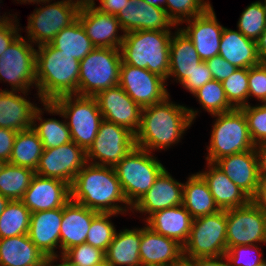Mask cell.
Returning <instances> with one entry per match:
<instances>
[{
  "label": "cell",
  "instance_id": "74e56055",
  "mask_svg": "<svg viewBox=\"0 0 266 266\" xmlns=\"http://www.w3.org/2000/svg\"><path fill=\"white\" fill-rule=\"evenodd\" d=\"M30 210L20 201H9L0 215V239L28 234Z\"/></svg>",
  "mask_w": 266,
  "mask_h": 266
},
{
  "label": "cell",
  "instance_id": "003e7915",
  "mask_svg": "<svg viewBox=\"0 0 266 266\" xmlns=\"http://www.w3.org/2000/svg\"><path fill=\"white\" fill-rule=\"evenodd\" d=\"M10 23H0V31H2Z\"/></svg>",
  "mask_w": 266,
  "mask_h": 266
},
{
  "label": "cell",
  "instance_id": "680465c9",
  "mask_svg": "<svg viewBox=\"0 0 266 266\" xmlns=\"http://www.w3.org/2000/svg\"><path fill=\"white\" fill-rule=\"evenodd\" d=\"M61 257V263L54 265L53 263L56 262L59 257ZM45 266H76L71 264L67 259H65L62 255H55V256H49L46 259Z\"/></svg>",
  "mask_w": 266,
  "mask_h": 266
},
{
  "label": "cell",
  "instance_id": "d6986e66",
  "mask_svg": "<svg viewBox=\"0 0 266 266\" xmlns=\"http://www.w3.org/2000/svg\"><path fill=\"white\" fill-rule=\"evenodd\" d=\"M184 22L188 24L187 27L180 29L192 41L202 61L206 62L219 54L224 27L218 23L212 6L203 14Z\"/></svg>",
  "mask_w": 266,
  "mask_h": 266
},
{
  "label": "cell",
  "instance_id": "ee69618b",
  "mask_svg": "<svg viewBox=\"0 0 266 266\" xmlns=\"http://www.w3.org/2000/svg\"><path fill=\"white\" fill-rule=\"evenodd\" d=\"M62 256L76 266H99L105 262V251L83 243L65 251Z\"/></svg>",
  "mask_w": 266,
  "mask_h": 266
},
{
  "label": "cell",
  "instance_id": "7c38bea8",
  "mask_svg": "<svg viewBox=\"0 0 266 266\" xmlns=\"http://www.w3.org/2000/svg\"><path fill=\"white\" fill-rule=\"evenodd\" d=\"M135 146L133 132L103 119L93 144L86 151V159L92 164L114 167Z\"/></svg>",
  "mask_w": 266,
  "mask_h": 266
},
{
  "label": "cell",
  "instance_id": "1f68e13d",
  "mask_svg": "<svg viewBox=\"0 0 266 266\" xmlns=\"http://www.w3.org/2000/svg\"><path fill=\"white\" fill-rule=\"evenodd\" d=\"M140 241V228L116 232L105 252V262L110 266H141Z\"/></svg>",
  "mask_w": 266,
  "mask_h": 266
},
{
  "label": "cell",
  "instance_id": "f35d334b",
  "mask_svg": "<svg viewBox=\"0 0 266 266\" xmlns=\"http://www.w3.org/2000/svg\"><path fill=\"white\" fill-rule=\"evenodd\" d=\"M193 95L198 99L202 108L211 115L231 111L234 108L229 104L222 82L211 80L199 88Z\"/></svg>",
  "mask_w": 266,
  "mask_h": 266
},
{
  "label": "cell",
  "instance_id": "f907efd6",
  "mask_svg": "<svg viewBox=\"0 0 266 266\" xmlns=\"http://www.w3.org/2000/svg\"><path fill=\"white\" fill-rule=\"evenodd\" d=\"M17 132L0 127V159L9 162Z\"/></svg>",
  "mask_w": 266,
  "mask_h": 266
},
{
  "label": "cell",
  "instance_id": "52a82bcc",
  "mask_svg": "<svg viewBox=\"0 0 266 266\" xmlns=\"http://www.w3.org/2000/svg\"><path fill=\"white\" fill-rule=\"evenodd\" d=\"M213 117L217 119L212 126L206 161L215 163L225 156L255 149L241 109L214 114Z\"/></svg>",
  "mask_w": 266,
  "mask_h": 266
},
{
  "label": "cell",
  "instance_id": "be15d7a7",
  "mask_svg": "<svg viewBox=\"0 0 266 266\" xmlns=\"http://www.w3.org/2000/svg\"><path fill=\"white\" fill-rule=\"evenodd\" d=\"M17 1H20V3H27V2H28V3H29V2L31 3V2H33V4H34V3H37V4H39V3H40V4H41V3H44V4H46V2H48V1L50 2V0H17ZM51 1H52V0H51ZM38 2H39V3H38Z\"/></svg>",
  "mask_w": 266,
  "mask_h": 266
},
{
  "label": "cell",
  "instance_id": "2644e50d",
  "mask_svg": "<svg viewBox=\"0 0 266 266\" xmlns=\"http://www.w3.org/2000/svg\"><path fill=\"white\" fill-rule=\"evenodd\" d=\"M262 3H263V6H264V8L266 10V0H264V2H262Z\"/></svg>",
  "mask_w": 266,
  "mask_h": 266
},
{
  "label": "cell",
  "instance_id": "e0dca14e",
  "mask_svg": "<svg viewBox=\"0 0 266 266\" xmlns=\"http://www.w3.org/2000/svg\"><path fill=\"white\" fill-rule=\"evenodd\" d=\"M94 97L103 119L123 126L134 134L137 132L142 108L119 85L102 90Z\"/></svg>",
  "mask_w": 266,
  "mask_h": 266
},
{
  "label": "cell",
  "instance_id": "d6a6232c",
  "mask_svg": "<svg viewBox=\"0 0 266 266\" xmlns=\"http://www.w3.org/2000/svg\"><path fill=\"white\" fill-rule=\"evenodd\" d=\"M182 205L193 218L218 212L220 209L209 190L208 184L197 172L183 184Z\"/></svg>",
  "mask_w": 266,
  "mask_h": 266
},
{
  "label": "cell",
  "instance_id": "89a4df30",
  "mask_svg": "<svg viewBox=\"0 0 266 266\" xmlns=\"http://www.w3.org/2000/svg\"><path fill=\"white\" fill-rule=\"evenodd\" d=\"M258 266H266V260L263 263L259 264Z\"/></svg>",
  "mask_w": 266,
  "mask_h": 266
},
{
  "label": "cell",
  "instance_id": "5b68a950",
  "mask_svg": "<svg viewBox=\"0 0 266 266\" xmlns=\"http://www.w3.org/2000/svg\"><path fill=\"white\" fill-rule=\"evenodd\" d=\"M45 111L68 119L72 141L85 151L93 144L103 116L94 96L65 95L43 102Z\"/></svg>",
  "mask_w": 266,
  "mask_h": 266
},
{
  "label": "cell",
  "instance_id": "91938a15",
  "mask_svg": "<svg viewBox=\"0 0 266 266\" xmlns=\"http://www.w3.org/2000/svg\"><path fill=\"white\" fill-rule=\"evenodd\" d=\"M144 1L150 4L151 6L165 9L166 11V0H144Z\"/></svg>",
  "mask_w": 266,
  "mask_h": 266
},
{
  "label": "cell",
  "instance_id": "f5cc1de1",
  "mask_svg": "<svg viewBox=\"0 0 266 266\" xmlns=\"http://www.w3.org/2000/svg\"><path fill=\"white\" fill-rule=\"evenodd\" d=\"M101 5L98 8L103 13H108L111 15H117L121 9L126 7L128 0H99Z\"/></svg>",
  "mask_w": 266,
  "mask_h": 266
},
{
  "label": "cell",
  "instance_id": "8fae6325",
  "mask_svg": "<svg viewBox=\"0 0 266 266\" xmlns=\"http://www.w3.org/2000/svg\"><path fill=\"white\" fill-rule=\"evenodd\" d=\"M36 50L19 35L1 54L0 80L9 83L12 91L28 95L31 86L36 88Z\"/></svg>",
  "mask_w": 266,
  "mask_h": 266
},
{
  "label": "cell",
  "instance_id": "11a10c76",
  "mask_svg": "<svg viewBox=\"0 0 266 266\" xmlns=\"http://www.w3.org/2000/svg\"><path fill=\"white\" fill-rule=\"evenodd\" d=\"M191 261L195 266H229L225 255L219 257L196 258Z\"/></svg>",
  "mask_w": 266,
  "mask_h": 266
},
{
  "label": "cell",
  "instance_id": "603a6c76",
  "mask_svg": "<svg viewBox=\"0 0 266 266\" xmlns=\"http://www.w3.org/2000/svg\"><path fill=\"white\" fill-rule=\"evenodd\" d=\"M214 164L251 199L256 195L260 178L255 149L225 156Z\"/></svg>",
  "mask_w": 266,
  "mask_h": 266
},
{
  "label": "cell",
  "instance_id": "4dcf8cb0",
  "mask_svg": "<svg viewBox=\"0 0 266 266\" xmlns=\"http://www.w3.org/2000/svg\"><path fill=\"white\" fill-rule=\"evenodd\" d=\"M170 40V60L168 78L175 76L181 83L202 62L192 41L179 28Z\"/></svg>",
  "mask_w": 266,
  "mask_h": 266
},
{
  "label": "cell",
  "instance_id": "44dd1931",
  "mask_svg": "<svg viewBox=\"0 0 266 266\" xmlns=\"http://www.w3.org/2000/svg\"><path fill=\"white\" fill-rule=\"evenodd\" d=\"M183 184L172 178L165 168L153 186L131 207V211L150 216L156 211L182 205Z\"/></svg>",
  "mask_w": 266,
  "mask_h": 266
},
{
  "label": "cell",
  "instance_id": "484cf974",
  "mask_svg": "<svg viewBox=\"0 0 266 266\" xmlns=\"http://www.w3.org/2000/svg\"><path fill=\"white\" fill-rule=\"evenodd\" d=\"M146 225L160 235L184 246L192 227L193 217L183 205L159 210L148 216Z\"/></svg>",
  "mask_w": 266,
  "mask_h": 266
},
{
  "label": "cell",
  "instance_id": "d590c367",
  "mask_svg": "<svg viewBox=\"0 0 266 266\" xmlns=\"http://www.w3.org/2000/svg\"><path fill=\"white\" fill-rule=\"evenodd\" d=\"M35 171L7 162L0 171V194L10 201L21 200Z\"/></svg>",
  "mask_w": 266,
  "mask_h": 266
},
{
  "label": "cell",
  "instance_id": "ffe728a7",
  "mask_svg": "<svg viewBox=\"0 0 266 266\" xmlns=\"http://www.w3.org/2000/svg\"><path fill=\"white\" fill-rule=\"evenodd\" d=\"M123 33L137 30L170 31L176 27L165 9L151 6L144 0H128L126 7L116 15Z\"/></svg>",
  "mask_w": 266,
  "mask_h": 266
},
{
  "label": "cell",
  "instance_id": "9c48e42d",
  "mask_svg": "<svg viewBox=\"0 0 266 266\" xmlns=\"http://www.w3.org/2000/svg\"><path fill=\"white\" fill-rule=\"evenodd\" d=\"M226 231V210L193 218L189 237L183 246L184 259L225 255L227 251Z\"/></svg>",
  "mask_w": 266,
  "mask_h": 266
},
{
  "label": "cell",
  "instance_id": "60d3db41",
  "mask_svg": "<svg viewBox=\"0 0 266 266\" xmlns=\"http://www.w3.org/2000/svg\"><path fill=\"white\" fill-rule=\"evenodd\" d=\"M224 92L229 104L240 109L249 104L248 100V68H238L233 74L222 81Z\"/></svg>",
  "mask_w": 266,
  "mask_h": 266
},
{
  "label": "cell",
  "instance_id": "f1b7e54d",
  "mask_svg": "<svg viewBox=\"0 0 266 266\" xmlns=\"http://www.w3.org/2000/svg\"><path fill=\"white\" fill-rule=\"evenodd\" d=\"M236 68H250L260 64L257 42L245 37L239 30L224 27L219 54Z\"/></svg>",
  "mask_w": 266,
  "mask_h": 266
},
{
  "label": "cell",
  "instance_id": "f6af8a7d",
  "mask_svg": "<svg viewBox=\"0 0 266 266\" xmlns=\"http://www.w3.org/2000/svg\"><path fill=\"white\" fill-rule=\"evenodd\" d=\"M247 121L252 141L255 145L266 142V103L240 108Z\"/></svg>",
  "mask_w": 266,
  "mask_h": 266
},
{
  "label": "cell",
  "instance_id": "5bb4252c",
  "mask_svg": "<svg viewBox=\"0 0 266 266\" xmlns=\"http://www.w3.org/2000/svg\"><path fill=\"white\" fill-rule=\"evenodd\" d=\"M166 80L144 68H138L121 62L119 86L141 108L152 106L170 96Z\"/></svg>",
  "mask_w": 266,
  "mask_h": 266
},
{
  "label": "cell",
  "instance_id": "4fadbf2b",
  "mask_svg": "<svg viewBox=\"0 0 266 266\" xmlns=\"http://www.w3.org/2000/svg\"><path fill=\"white\" fill-rule=\"evenodd\" d=\"M226 221L227 249L266 243V212L252 200L245 206L226 210Z\"/></svg>",
  "mask_w": 266,
  "mask_h": 266
},
{
  "label": "cell",
  "instance_id": "6f0895ef",
  "mask_svg": "<svg viewBox=\"0 0 266 266\" xmlns=\"http://www.w3.org/2000/svg\"><path fill=\"white\" fill-rule=\"evenodd\" d=\"M257 42V52L260 62L264 64L266 62V29L261 33Z\"/></svg>",
  "mask_w": 266,
  "mask_h": 266
},
{
  "label": "cell",
  "instance_id": "9f6ffc18",
  "mask_svg": "<svg viewBox=\"0 0 266 266\" xmlns=\"http://www.w3.org/2000/svg\"><path fill=\"white\" fill-rule=\"evenodd\" d=\"M251 200L266 212V180H260L257 193Z\"/></svg>",
  "mask_w": 266,
  "mask_h": 266
},
{
  "label": "cell",
  "instance_id": "6125c7cd",
  "mask_svg": "<svg viewBox=\"0 0 266 266\" xmlns=\"http://www.w3.org/2000/svg\"><path fill=\"white\" fill-rule=\"evenodd\" d=\"M174 266H195V264L191 260L183 258L180 262H178Z\"/></svg>",
  "mask_w": 266,
  "mask_h": 266
},
{
  "label": "cell",
  "instance_id": "94428289",
  "mask_svg": "<svg viewBox=\"0 0 266 266\" xmlns=\"http://www.w3.org/2000/svg\"><path fill=\"white\" fill-rule=\"evenodd\" d=\"M9 199L0 194V215L4 211L6 205L9 203Z\"/></svg>",
  "mask_w": 266,
  "mask_h": 266
},
{
  "label": "cell",
  "instance_id": "6da1fadb",
  "mask_svg": "<svg viewBox=\"0 0 266 266\" xmlns=\"http://www.w3.org/2000/svg\"><path fill=\"white\" fill-rule=\"evenodd\" d=\"M167 96L163 101L142 108L140 126L135 133L137 147L150 152L176 144L191 126L198 111L176 104Z\"/></svg>",
  "mask_w": 266,
  "mask_h": 266
},
{
  "label": "cell",
  "instance_id": "7a4b0ae2",
  "mask_svg": "<svg viewBox=\"0 0 266 266\" xmlns=\"http://www.w3.org/2000/svg\"><path fill=\"white\" fill-rule=\"evenodd\" d=\"M70 191L72 201L99 213L124 214L131 210L112 166L87 162L75 176Z\"/></svg>",
  "mask_w": 266,
  "mask_h": 266
},
{
  "label": "cell",
  "instance_id": "03108f58",
  "mask_svg": "<svg viewBox=\"0 0 266 266\" xmlns=\"http://www.w3.org/2000/svg\"><path fill=\"white\" fill-rule=\"evenodd\" d=\"M6 163H7L6 161H4L3 159H0V171L3 169Z\"/></svg>",
  "mask_w": 266,
  "mask_h": 266
},
{
  "label": "cell",
  "instance_id": "816d5d0a",
  "mask_svg": "<svg viewBox=\"0 0 266 266\" xmlns=\"http://www.w3.org/2000/svg\"><path fill=\"white\" fill-rule=\"evenodd\" d=\"M13 16L15 21L8 24L2 31H0V56L5 51V49H7L19 36V25L15 24V22L19 24V22L17 21V15Z\"/></svg>",
  "mask_w": 266,
  "mask_h": 266
},
{
  "label": "cell",
  "instance_id": "bcb514c9",
  "mask_svg": "<svg viewBox=\"0 0 266 266\" xmlns=\"http://www.w3.org/2000/svg\"><path fill=\"white\" fill-rule=\"evenodd\" d=\"M259 249L258 244L237 245L227 249L225 257L229 266H258L265 261ZM252 255H254V257Z\"/></svg>",
  "mask_w": 266,
  "mask_h": 266
},
{
  "label": "cell",
  "instance_id": "d4e9b609",
  "mask_svg": "<svg viewBox=\"0 0 266 266\" xmlns=\"http://www.w3.org/2000/svg\"><path fill=\"white\" fill-rule=\"evenodd\" d=\"M98 213L71 199L64 205L60 229V255L73 246L85 243L92 219Z\"/></svg>",
  "mask_w": 266,
  "mask_h": 266
},
{
  "label": "cell",
  "instance_id": "ab89813d",
  "mask_svg": "<svg viewBox=\"0 0 266 266\" xmlns=\"http://www.w3.org/2000/svg\"><path fill=\"white\" fill-rule=\"evenodd\" d=\"M238 30L247 38L257 41L266 29V10L262 1L251 3L241 13Z\"/></svg>",
  "mask_w": 266,
  "mask_h": 266
},
{
  "label": "cell",
  "instance_id": "b9f144b4",
  "mask_svg": "<svg viewBox=\"0 0 266 266\" xmlns=\"http://www.w3.org/2000/svg\"><path fill=\"white\" fill-rule=\"evenodd\" d=\"M114 215L118 214L98 213L92 219L85 243L106 252L116 233L113 223L109 220Z\"/></svg>",
  "mask_w": 266,
  "mask_h": 266
},
{
  "label": "cell",
  "instance_id": "30bf717a",
  "mask_svg": "<svg viewBox=\"0 0 266 266\" xmlns=\"http://www.w3.org/2000/svg\"><path fill=\"white\" fill-rule=\"evenodd\" d=\"M36 8L28 17L27 32L32 44H49L65 27L78 19L83 0H62Z\"/></svg>",
  "mask_w": 266,
  "mask_h": 266
},
{
  "label": "cell",
  "instance_id": "681fc988",
  "mask_svg": "<svg viewBox=\"0 0 266 266\" xmlns=\"http://www.w3.org/2000/svg\"><path fill=\"white\" fill-rule=\"evenodd\" d=\"M206 64L209 67L213 79L220 82L228 78L238 69L220 55L208 59Z\"/></svg>",
  "mask_w": 266,
  "mask_h": 266
},
{
  "label": "cell",
  "instance_id": "4316f807",
  "mask_svg": "<svg viewBox=\"0 0 266 266\" xmlns=\"http://www.w3.org/2000/svg\"><path fill=\"white\" fill-rule=\"evenodd\" d=\"M207 164V171H199L198 173L208 184L209 190L220 210L242 207L251 201V198L214 163L207 162Z\"/></svg>",
  "mask_w": 266,
  "mask_h": 266
},
{
  "label": "cell",
  "instance_id": "a7ac6f4b",
  "mask_svg": "<svg viewBox=\"0 0 266 266\" xmlns=\"http://www.w3.org/2000/svg\"><path fill=\"white\" fill-rule=\"evenodd\" d=\"M99 266H110L109 264H107L106 262L100 264Z\"/></svg>",
  "mask_w": 266,
  "mask_h": 266
},
{
  "label": "cell",
  "instance_id": "3957f363",
  "mask_svg": "<svg viewBox=\"0 0 266 266\" xmlns=\"http://www.w3.org/2000/svg\"><path fill=\"white\" fill-rule=\"evenodd\" d=\"M37 47L36 90L41 104L65 95H78L80 61L61 53L50 43Z\"/></svg>",
  "mask_w": 266,
  "mask_h": 266
},
{
  "label": "cell",
  "instance_id": "8992f818",
  "mask_svg": "<svg viewBox=\"0 0 266 266\" xmlns=\"http://www.w3.org/2000/svg\"><path fill=\"white\" fill-rule=\"evenodd\" d=\"M151 153L135 146L114 166L125 199L131 207L153 186L155 179L165 169Z\"/></svg>",
  "mask_w": 266,
  "mask_h": 266
},
{
  "label": "cell",
  "instance_id": "f546056e",
  "mask_svg": "<svg viewBox=\"0 0 266 266\" xmlns=\"http://www.w3.org/2000/svg\"><path fill=\"white\" fill-rule=\"evenodd\" d=\"M46 259L28 234L0 239V266H45Z\"/></svg>",
  "mask_w": 266,
  "mask_h": 266
},
{
  "label": "cell",
  "instance_id": "e7e4bbea",
  "mask_svg": "<svg viewBox=\"0 0 266 266\" xmlns=\"http://www.w3.org/2000/svg\"><path fill=\"white\" fill-rule=\"evenodd\" d=\"M14 22V19L8 17V16H5L4 17L0 16V23H13Z\"/></svg>",
  "mask_w": 266,
  "mask_h": 266
},
{
  "label": "cell",
  "instance_id": "7402d4cb",
  "mask_svg": "<svg viewBox=\"0 0 266 266\" xmlns=\"http://www.w3.org/2000/svg\"><path fill=\"white\" fill-rule=\"evenodd\" d=\"M141 266H174L183 257V246L174 239L160 235L146 224L141 228Z\"/></svg>",
  "mask_w": 266,
  "mask_h": 266
},
{
  "label": "cell",
  "instance_id": "83f0119b",
  "mask_svg": "<svg viewBox=\"0 0 266 266\" xmlns=\"http://www.w3.org/2000/svg\"><path fill=\"white\" fill-rule=\"evenodd\" d=\"M36 105L17 91L0 90V127L16 132L31 128Z\"/></svg>",
  "mask_w": 266,
  "mask_h": 266
},
{
  "label": "cell",
  "instance_id": "c3c4849f",
  "mask_svg": "<svg viewBox=\"0 0 266 266\" xmlns=\"http://www.w3.org/2000/svg\"><path fill=\"white\" fill-rule=\"evenodd\" d=\"M211 80H213V77L209 67L206 62L202 61L199 66L190 74V76H188L180 84L183 85V87L191 94H193Z\"/></svg>",
  "mask_w": 266,
  "mask_h": 266
},
{
  "label": "cell",
  "instance_id": "db71d44e",
  "mask_svg": "<svg viewBox=\"0 0 266 266\" xmlns=\"http://www.w3.org/2000/svg\"><path fill=\"white\" fill-rule=\"evenodd\" d=\"M260 180H266V142L255 145Z\"/></svg>",
  "mask_w": 266,
  "mask_h": 266
},
{
  "label": "cell",
  "instance_id": "7dc6e473",
  "mask_svg": "<svg viewBox=\"0 0 266 266\" xmlns=\"http://www.w3.org/2000/svg\"><path fill=\"white\" fill-rule=\"evenodd\" d=\"M248 98L255 96L261 104L266 103V66L258 64L248 68Z\"/></svg>",
  "mask_w": 266,
  "mask_h": 266
},
{
  "label": "cell",
  "instance_id": "7bdbcfd3",
  "mask_svg": "<svg viewBox=\"0 0 266 266\" xmlns=\"http://www.w3.org/2000/svg\"><path fill=\"white\" fill-rule=\"evenodd\" d=\"M211 6L204 0H166L167 16L175 25L203 14Z\"/></svg>",
  "mask_w": 266,
  "mask_h": 266
},
{
  "label": "cell",
  "instance_id": "e575fe53",
  "mask_svg": "<svg viewBox=\"0 0 266 266\" xmlns=\"http://www.w3.org/2000/svg\"><path fill=\"white\" fill-rule=\"evenodd\" d=\"M43 151L42 141L32 127L19 131L15 137L9 163L35 171Z\"/></svg>",
  "mask_w": 266,
  "mask_h": 266
},
{
  "label": "cell",
  "instance_id": "9a60e30c",
  "mask_svg": "<svg viewBox=\"0 0 266 266\" xmlns=\"http://www.w3.org/2000/svg\"><path fill=\"white\" fill-rule=\"evenodd\" d=\"M87 163L86 151L75 142L44 149L35 174L72 184L77 173Z\"/></svg>",
  "mask_w": 266,
  "mask_h": 266
},
{
  "label": "cell",
  "instance_id": "8d00e7d4",
  "mask_svg": "<svg viewBox=\"0 0 266 266\" xmlns=\"http://www.w3.org/2000/svg\"><path fill=\"white\" fill-rule=\"evenodd\" d=\"M43 109L37 108L33 116L32 128L38 134L42 141L44 149L59 147L63 144L72 141L70 130L67 126V121H60L56 119L43 120L41 115ZM40 121L37 125L36 121ZM36 123V124H35Z\"/></svg>",
  "mask_w": 266,
  "mask_h": 266
},
{
  "label": "cell",
  "instance_id": "cb8c5ba5",
  "mask_svg": "<svg viewBox=\"0 0 266 266\" xmlns=\"http://www.w3.org/2000/svg\"><path fill=\"white\" fill-rule=\"evenodd\" d=\"M62 216L63 208L31 213L28 236L46 257L57 255L60 248Z\"/></svg>",
  "mask_w": 266,
  "mask_h": 266
},
{
  "label": "cell",
  "instance_id": "277c9868",
  "mask_svg": "<svg viewBox=\"0 0 266 266\" xmlns=\"http://www.w3.org/2000/svg\"><path fill=\"white\" fill-rule=\"evenodd\" d=\"M171 31L137 30L124 33L122 61L144 68L166 81L169 73Z\"/></svg>",
  "mask_w": 266,
  "mask_h": 266
},
{
  "label": "cell",
  "instance_id": "2e32d148",
  "mask_svg": "<svg viewBox=\"0 0 266 266\" xmlns=\"http://www.w3.org/2000/svg\"><path fill=\"white\" fill-rule=\"evenodd\" d=\"M94 0H83L78 19L85 29L87 36L95 47L120 49L124 39L118 35L123 31L116 15L103 13L95 6Z\"/></svg>",
  "mask_w": 266,
  "mask_h": 266
},
{
  "label": "cell",
  "instance_id": "ac0fdd59",
  "mask_svg": "<svg viewBox=\"0 0 266 266\" xmlns=\"http://www.w3.org/2000/svg\"><path fill=\"white\" fill-rule=\"evenodd\" d=\"M71 199L70 184L35 174L20 200L31 213L63 208Z\"/></svg>",
  "mask_w": 266,
  "mask_h": 266
},
{
  "label": "cell",
  "instance_id": "836d02e7",
  "mask_svg": "<svg viewBox=\"0 0 266 266\" xmlns=\"http://www.w3.org/2000/svg\"><path fill=\"white\" fill-rule=\"evenodd\" d=\"M50 44L61 53L70 55L78 61L85 58L95 48L79 19L63 28Z\"/></svg>",
  "mask_w": 266,
  "mask_h": 266
},
{
  "label": "cell",
  "instance_id": "ba28073f",
  "mask_svg": "<svg viewBox=\"0 0 266 266\" xmlns=\"http://www.w3.org/2000/svg\"><path fill=\"white\" fill-rule=\"evenodd\" d=\"M121 62L120 49L95 47L80 61L78 95L95 96L119 85Z\"/></svg>",
  "mask_w": 266,
  "mask_h": 266
}]
</instances>
